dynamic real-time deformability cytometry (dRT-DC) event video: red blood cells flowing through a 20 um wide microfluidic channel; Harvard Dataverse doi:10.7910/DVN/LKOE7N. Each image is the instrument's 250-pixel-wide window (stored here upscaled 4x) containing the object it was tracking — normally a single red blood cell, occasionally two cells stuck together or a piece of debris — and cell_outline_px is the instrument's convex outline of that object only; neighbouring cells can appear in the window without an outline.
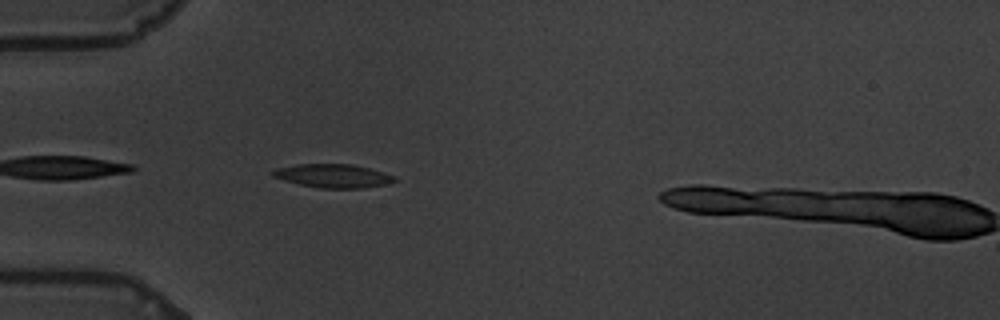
{"species": "common noctule bat (a hibernating species)", "species_latin": "Nyctalus noctula", "temperature_condition": "warm", "stored_images_in_passage": 3, "camera_frame_rate_fps": 3000, "um_per_image_px": 0.085, "animal": {"sex": "male", "body_mass_g": 19.5, "forearm_length_mm": 54.6}, "frame": {"image": 1, "passage_image": 2, "time_ms": 0.333, "image_size_px": [1000, 320], "cell_outline_px": [[396, 180], [384, 184], [360, 188], [320, 188], [300, 184], [284, 180], [272, 176], [268, 172], [276, 168], [296, 164], [352, 164], [368, 168], [392, 176]], "centroid_in_image_um": [28.2, 14.94], "position_along_channel_um": 56.8, "area_um2": 16.42}}